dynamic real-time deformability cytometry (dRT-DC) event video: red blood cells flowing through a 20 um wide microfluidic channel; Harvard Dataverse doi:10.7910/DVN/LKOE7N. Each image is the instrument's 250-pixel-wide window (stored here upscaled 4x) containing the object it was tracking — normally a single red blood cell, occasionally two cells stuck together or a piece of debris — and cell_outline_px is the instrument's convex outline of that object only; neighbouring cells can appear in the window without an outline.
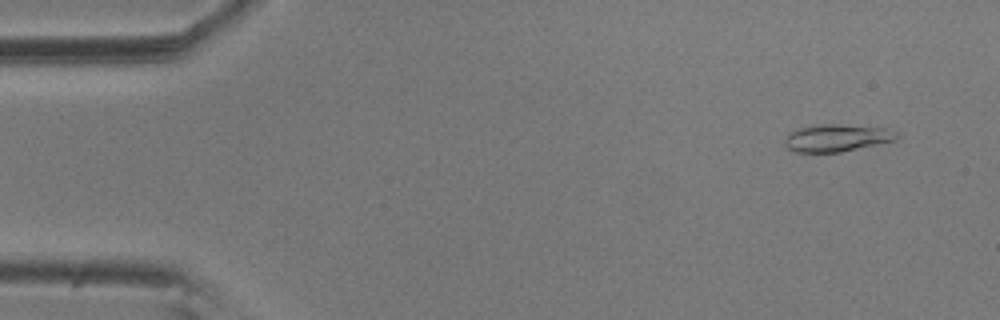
{"species": "common noctule bat (a hibernating species)", "species_latin": "Nyctalus noctula", "temperature_condition": "room temperature", "stored_images_in_passage": 8, "camera_frame_rate_fps": 3000, "um_per_image_px": 0.085, "animal": {"sex": "male", "body_mass_g": 20.5, "forearm_length_mm": 52.5}, "frame": {"image": 1, "passage_image": 2, "time_ms": 0.333, "image_size_px": [1000, 320], "cell_outline_px": [[900, 136], [896, 140], [840, 152], [796, 152], [788, 148], [784, 144], [784, 140], [788, 132], [796, 128], [820, 124], [840, 124], [884, 128], [896, 132]], "centroid_in_image_um": [71.09, 11.71], "position_along_channel_um": 13.9, "area_um2": 17.86}}
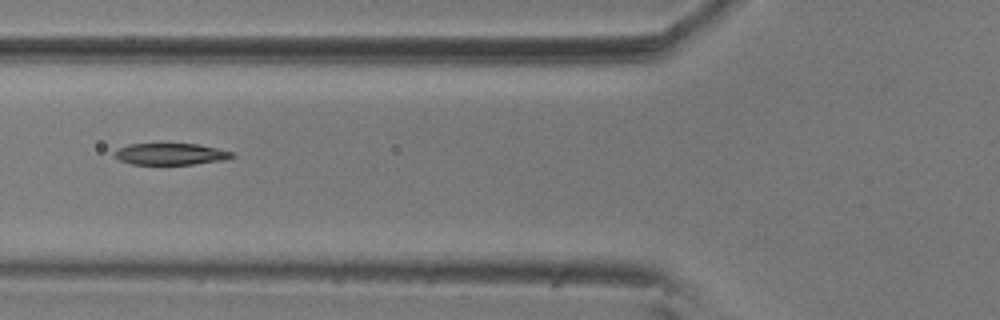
{"frame": {"image": 2, "passage_image": 7, "time_ms": 2.0, "image_size_px": [1000, 320], "cell_outline_px": [[236, 156], [224, 160], [192, 164], [132, 164], [120, 160], [112, 156], [112, 152], [128, 144], [196, 144], [236, 152]], "centroid_in_image_um": [14.51, 13.09], "position_along_channel_um": 111.3, "area_um2": 14.8}}
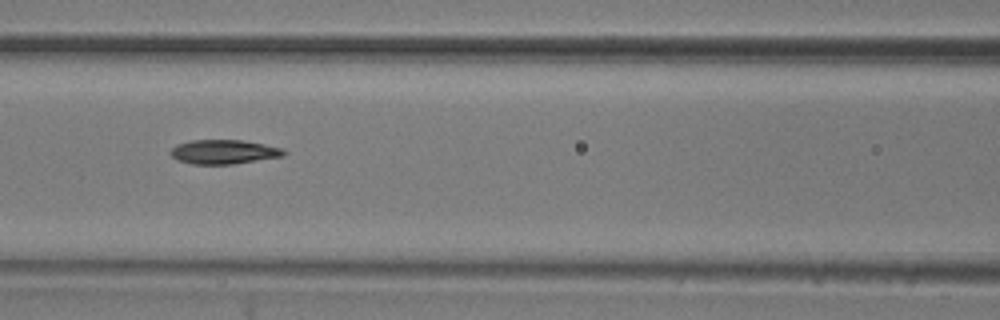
{"frame": {"image": 3, "passage_image": 8, "time_ms": 2.333, "image_size_px": [1000, 320], "cell_outline_px": [[288, 152], [284, 156], [232, 164], [192, 164], [180, 160], [172, 156], [168, 152], [176, 144], [192, 140], [240, 140], [264, 144], [284, 148]], "centroid_in_image_um": [19.05, 12.9], "position_along_channel_um": 147.6, "area_um2": 16.01}}